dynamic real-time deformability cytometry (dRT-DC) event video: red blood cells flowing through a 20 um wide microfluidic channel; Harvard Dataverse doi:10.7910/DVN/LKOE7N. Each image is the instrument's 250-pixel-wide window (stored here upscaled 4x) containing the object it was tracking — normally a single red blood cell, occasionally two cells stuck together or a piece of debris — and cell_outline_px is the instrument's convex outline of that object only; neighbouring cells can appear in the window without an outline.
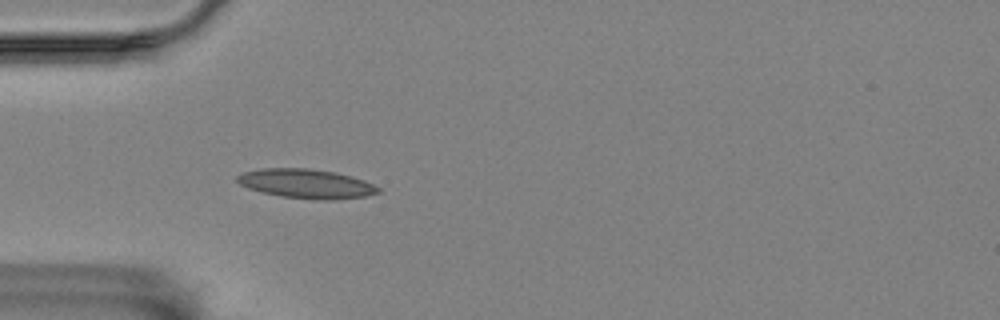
{"species": "Egyptian fruit bat (a non-hibernating species)", "species_latin": "Rousettus aegyptiacus", "temperature_condition": "room temperature", "stored_images_in_passage": 1, "camera_frame_rate_fps": 3000, "um_per_image_px": 0.085, "animal": {"sex": "female"}, "frame": {"image": 1, "passage_image": 1, "time_ms": 0.0, "image_size_px": [1000, 320], "cell_outline_px": [[380, 192], [364, 196], [336, 200], [316, 200], [280, 196], [248, 188], [240, 184], [236, 180], [236, 176], [244, 172], [260, 168], [308, 168], [336, 172], [352, 176], [364, 180], [380, 188]], "centroid_in_image_um": [26.04, 15.61], "position_along_channel_um": 59.0, "area_um2": 24.1}}